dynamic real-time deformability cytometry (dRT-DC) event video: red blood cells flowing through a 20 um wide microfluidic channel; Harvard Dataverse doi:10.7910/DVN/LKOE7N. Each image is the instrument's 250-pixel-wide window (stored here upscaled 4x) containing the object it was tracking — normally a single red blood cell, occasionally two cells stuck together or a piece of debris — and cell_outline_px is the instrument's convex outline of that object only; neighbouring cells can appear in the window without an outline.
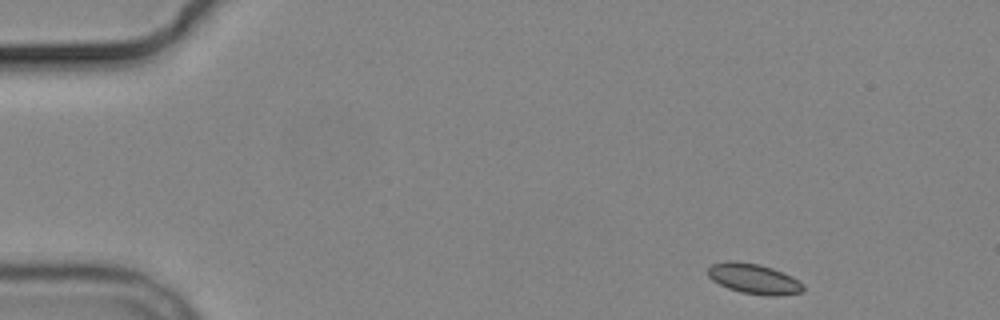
{"species": "common noctule bat (a hibernating species)", "species_latin": "Nyctalus noctula", "temperature_condition": "cold", "stored_images_in_passage": 3, "camera_frame_rate_fps": 3000, "um_per_image_px": 0.085, "animal": {"sex": "male", "body_mass_g": 19.2, "forearm_length_mm": 51.8}, "frame": {"image": 1, "passage_image": 1, "time_ms": 0.0, "image_size_px": [1000, 320], "cell_outline_px": [[804, 292], [776, 296], [764, 296], [740, 292], [728, 288], [712, 280], [708, 276], [708, 268], [712, 264], [728, 260], [736, 260], [760, 264], [772, 268], [804, 284]], "centroid_in_image_um": [64.05, 23.7], "position_along_channel_um": 20.9, "area_um2": 16.82}}